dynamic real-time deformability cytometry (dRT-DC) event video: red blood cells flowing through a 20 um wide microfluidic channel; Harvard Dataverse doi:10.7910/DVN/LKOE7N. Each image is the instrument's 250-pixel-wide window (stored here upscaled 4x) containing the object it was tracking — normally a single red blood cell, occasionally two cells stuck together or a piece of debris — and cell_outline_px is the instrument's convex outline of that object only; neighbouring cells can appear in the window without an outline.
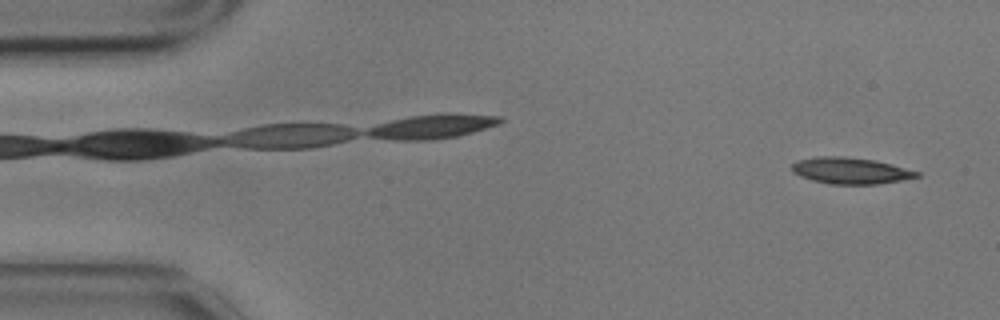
{"species": "common noctule bat (a hibernating species)", "species_latin": "Nyctalus noctula", "temperature_condition": "cold", "stored_images_in_passage": 55, "camera_frame_rate_fps": 3000, "um_per_image_px": 0.085, "animal": {"sex": "male", "body_mass_g": 17.9}, "frame": {"image": 1, "passage_image": 2, "time_ms": 0.333, "image_size_px": [1000, 320], "cell_outline_px": [[920, 176], [900, 180], [876, 184], [828, 184], [812, 180], [800, 176], [792, 172], [792, 164], [796, 160], [816, 156], [844, 156], [876, 160], [892, 164], [920, 172]], "centroid_in_image_um": [72.26, 14.5], "position_along_channel_um": 12.7, "area_um2": 19.31}}
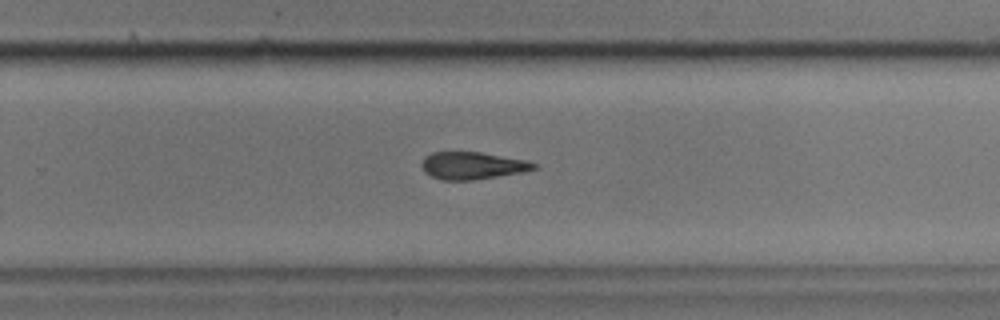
{"frame": {"image": 2, "passage_image": 35, "time_ms": 11.333, "image_size_px": [1000, 320], "cell_outline_px": [[536, 168], [520, 172], [472, 180], [444, 180], [432, 176], [424, 172], [420, 164], [424, 156], [432, 152], [480, 152], [528, 160], [536, 164]], "centroid_in_image_um": [40.1, 14.06], "position_along_channel_um": 289.7, "area_um2": 17.74}}
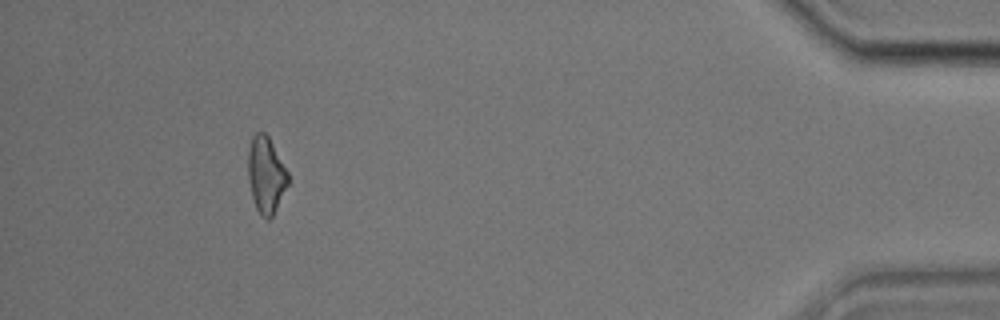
{"frame": {"image": 3, "passage_image": 51, "time_ms": 16.667, "image_size_px": [1000, 320], "cell_outline_px": [[288, 184], [272, 216], [268, 220], [264, 220], [260, 216], [256, 208], [252, 196], [248, 176], [248, 152], [252, 136], [256, 132], [264, 132], [268, 136], [288, 172]], "centroid_in_image_um": [22.6, 14.88], "position_along_channel_um": 412.6, "area_um2": 17.63}, "authors_computed_cell_mechanics": {"area_um2": 18.9584, "velocity_mm_per_s": 3.4781, "shape_relaxation_time_tau1_ms": 3.3461, "shape_relaxation_time_tau2_ms": null, "deformation_change_tau1": 0.1207, "deformation_change_tau2": null}}